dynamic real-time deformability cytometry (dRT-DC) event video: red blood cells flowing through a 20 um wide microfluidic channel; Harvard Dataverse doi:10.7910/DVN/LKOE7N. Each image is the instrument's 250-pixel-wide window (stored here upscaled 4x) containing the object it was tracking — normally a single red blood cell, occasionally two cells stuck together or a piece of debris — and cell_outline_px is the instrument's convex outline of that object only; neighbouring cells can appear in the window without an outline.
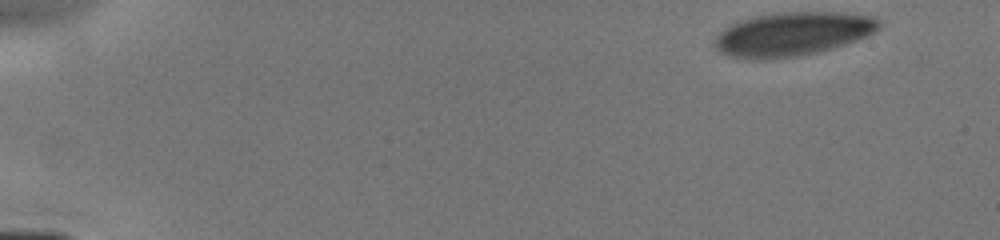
{"species": "human", "species_latin": "Homo sapiens", "temperature_condition": "cold", "stored_images_in_passage": 12, "camera_frame_rate_fps": 3000, "um_per_image_px": 0.085, "donor": {"sex": "male"}, "frame": {"image": 1, "passage_image": 1, "time_ms": 0.0, "image_size_px": [1000, 240], "cell_outline_px": [[880, 28], [856, 40], [832, 48], [800, 56], [764, 60], [752, 60], [728, 56], [720, 52], [712, 44], [716, 36], [724, 28], [732, 24], [752, 16], [776, 12], [840, 12], [876, 16], [880, 20]], "centroid_in_image_um": [67.33, 2.89], "position_along_channel_um": 17.7, "area_um2": 42.25}}